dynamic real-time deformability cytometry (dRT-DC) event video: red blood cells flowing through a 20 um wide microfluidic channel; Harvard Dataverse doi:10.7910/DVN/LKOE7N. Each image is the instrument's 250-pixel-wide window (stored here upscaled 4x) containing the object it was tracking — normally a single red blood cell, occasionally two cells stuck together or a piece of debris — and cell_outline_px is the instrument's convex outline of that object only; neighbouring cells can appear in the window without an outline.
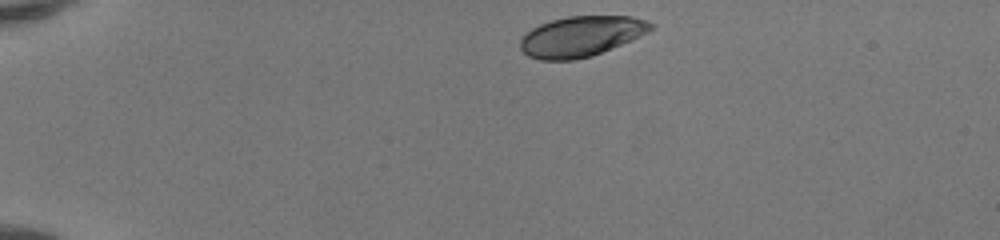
{"species": "human", "species_latin": "Homo sapiens", "temperature_condition": "room temperature", "stored_images_in_passage": 40, "camera_frame_rate_fps": 3000, "um_per_image_px": 0.085, "donor": {"sex": "female"}, "frame": {"image": 1, "passage_image": 1, "time_ms": 0.0, "image_size_px": [1000, 240], "cell_outline_px": [[656, 24], [648, 32], [640, 36], [592, 56], [576, 60], [540, 60], [528, 56], [520, 48], [520, 40], [532, 28], [540, 24], [552, 20], [568, 16], [632, 16], [648, 20]], "centroid_in_image_um": [49.41, 3.08], "position_along_channel_um": 35.6, "area_um2": 30.69}}
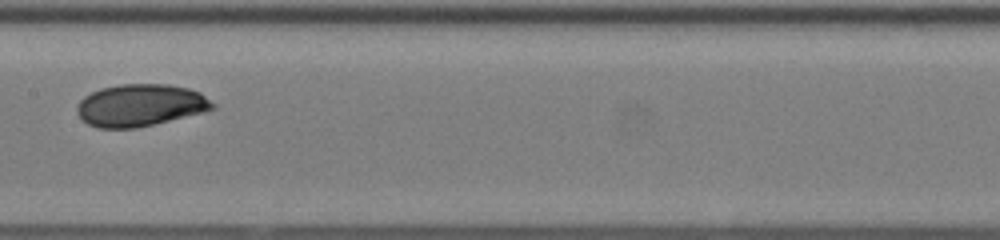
{"frame": {"image": 2, "passage_image": 18, "time_ms": 5.667, "image_size_px": [1000, 240], "cell_outline_px": [[216, 108], [136, 128], [96, 128], [88, 124], [76, 112], [76, 108], [80, 100], [84, 96], [100, 88], [120, 84], [168, 84], [188, 88], [200, 92], [216, 104]], "centroid_in_image_um": [11.9, 8.93], "position_along_channel_um": 195.5, "area_um2": 33.12}}
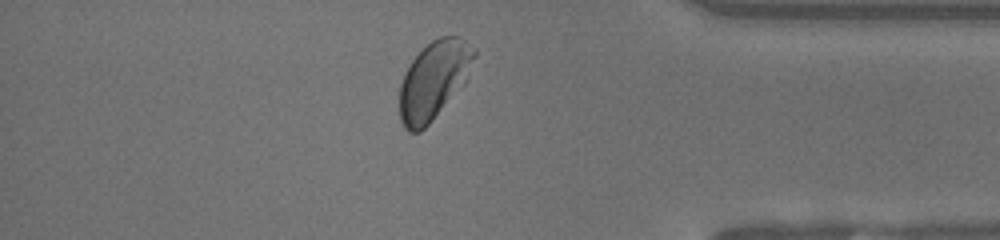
{"frame": {"image": 3, "passage_image": 34, "time_ms": 11.0, "image_size_px": [1000, 240], "cell_outline_px": [[476, 56], [464, 84], [432, 120], [420, 132], [408, 132], [404, 128], [400, 120], [400, 84], [412, 60], [432, 40], [440, 36], [460, 36], [476, 48]], "centroid_in_image_um": [36.89, 6.8], "position_along_channel_um": 398.3, "area_um2": 33.64}, "authors_computed_cell_mechanics": {"area_um2": 32.7726, "velocity_mm_per_s": 4.1356, "shape_relaxation_time_tau1_ms": 1.9768, "shape_relaxation_time_tau2_ms": null, "deformation_change_tau1": 0.1001, "deformation_change_tau2": null}}